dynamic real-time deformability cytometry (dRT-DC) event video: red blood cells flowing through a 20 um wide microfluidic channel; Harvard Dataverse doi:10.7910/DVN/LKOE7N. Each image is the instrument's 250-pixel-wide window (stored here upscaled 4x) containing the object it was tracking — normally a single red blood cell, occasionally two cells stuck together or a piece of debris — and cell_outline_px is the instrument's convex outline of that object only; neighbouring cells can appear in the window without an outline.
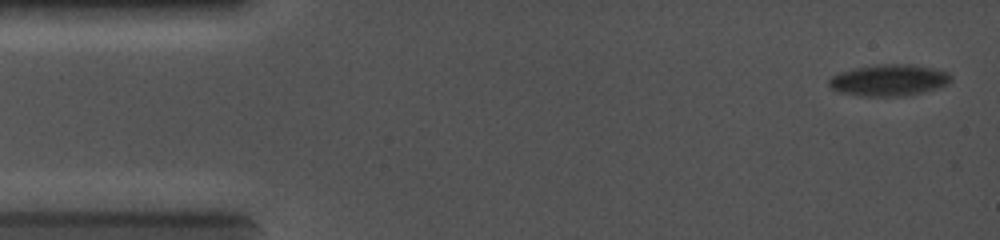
{"species": "common noctule bat (a hibernating species)", "species_latin": "Nyctalus noctula", "temperature_condition": "cold", "stored_images_in_passage": 23, "camera_frame_rate_fps": 5000, "um_per_image_px": 0.085, "animal": {"sex": "female", "body_mass_g": 19.0, "forearm_length_mm": 56.7}, "frame": {"image": 1, "passage_image": 1, "time_ms": 0.0, "image_size_px": [1000, 240], "cell_outline_px": [[952, 80], [948, 84], [940, 88], [904, 96], [860, 96], [836, 92], [828, 84], [828, 80], [832, 76], [840, 72], [852, 68], [876, 64], [912, 64], [932, 68], [948, 72], [952, 76]], "centroid_in_image_um": [75.55, 6.81], "position_along_channel_um": 9.4, "area_um2": 22.72}}
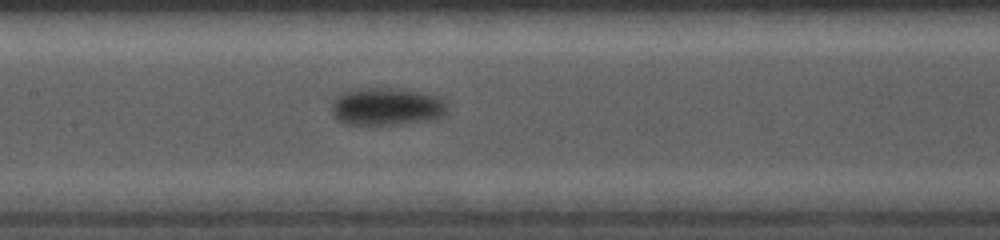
{"frame": {"image": 2, "passage_image": 14, "time_ms": 6.2, "image_size_px": [1000, 240], "cell_outline_px": [[448, 112], [444, 116], [436, 120], [396, 124], [348, 124], [336, 120], [332, 112], [332, 100], [340, 92], [348, 88], [396, 88], [420, 92], [440, 96], [444, 100], [448, 108]], "centroid_in_image_um": [32.87, 9.04], "position_along_channel_um": 174.5, "area_um2": 26.01}}
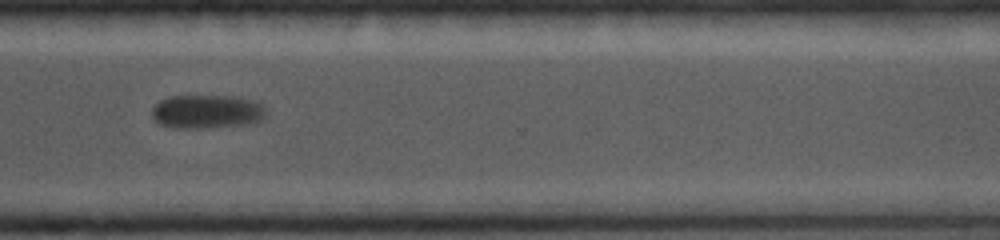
{"frame": {"image": 3, "passage_image": 23, "time_ms": 10.2, "image_size_px": [1000, 240], "cell_outline_px": [[268, 112], [260, 120], [244, 124], [208, 128], [176, 128], [160, 124], [152, 120], [152, 108], [160, 100], [172, 96], [240, 96], [256, 100]], "centroid_in_image_um": [17.58, 9.48], "position_along_channel_um": 353.0, "area_um2": 22.6}}